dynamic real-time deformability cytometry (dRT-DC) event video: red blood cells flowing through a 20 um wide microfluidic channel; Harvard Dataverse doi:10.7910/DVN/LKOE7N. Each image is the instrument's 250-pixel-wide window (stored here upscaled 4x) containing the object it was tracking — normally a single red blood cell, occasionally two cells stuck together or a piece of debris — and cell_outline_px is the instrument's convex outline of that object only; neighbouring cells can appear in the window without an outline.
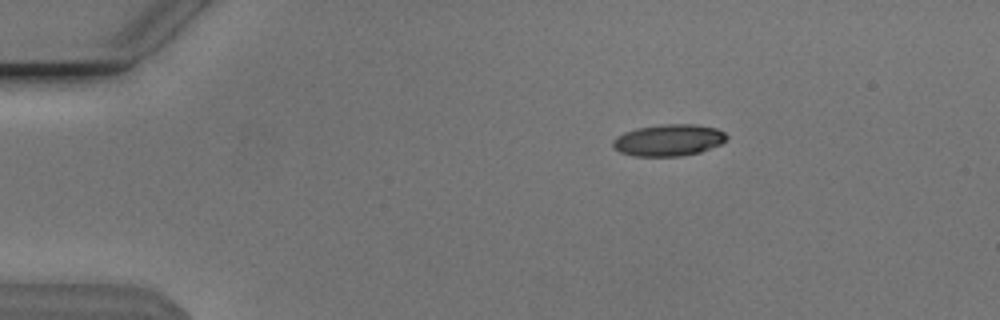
{"species": "Egyptian fruit bat (a non-hibernating species)", "species_latin": "Rousettus aegyptiacus", "temperature_condition": "cold", "stored_images_in_passage": 45, "camera_frame_rate_fps": 3000, "um_per_image_px": 0.085, "animal": {"sex": "male"}, "frame": {"image": 1, "passage_image": 1, "time_ms": 0.0, "image_size_px": [1000, 320], "cell_outline_px": [[728, 140], [720, 144], [700, 152], [680, 156], [636, 156], [620, 152], [612, 148], [612, 140], [616, 136], [624, 132], [636, 128], [664, 124], [696, 124], [716, 128], [724, 132], [728, 136]], "centroid_in_image_um": [56.82, 11.91], "position_along_channel_um": 28.2, "area_um2": 21.15}}
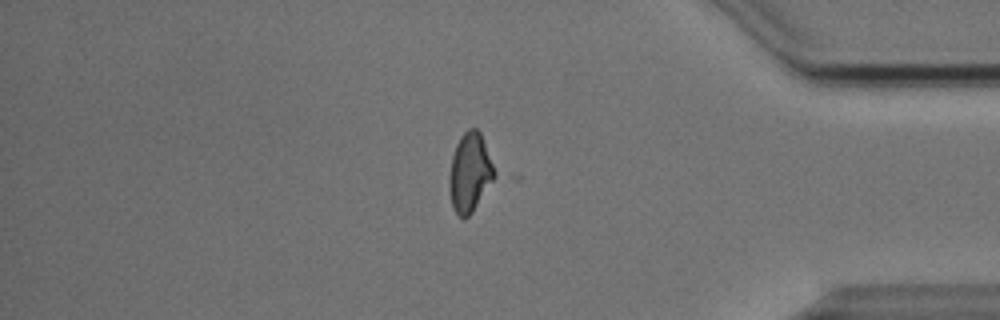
{"frame": {"image": 2, "passage_image": 37, "time_ms": 12.0, "image_size_px": [1000, 320], "cell_outline_px": [[496, 176], [472, 212], [464, 220], [456, 212], [452, 204], [448, 188], [448, 180], [452, 156], [456, 144], [460, 136], [468, 128], [476, 128], [480, 132], [496, 172]], "centroid_in_image_um": [39.92, 14.66], "position_along_channel_um": 395.3, "area_um2": 20.69}}
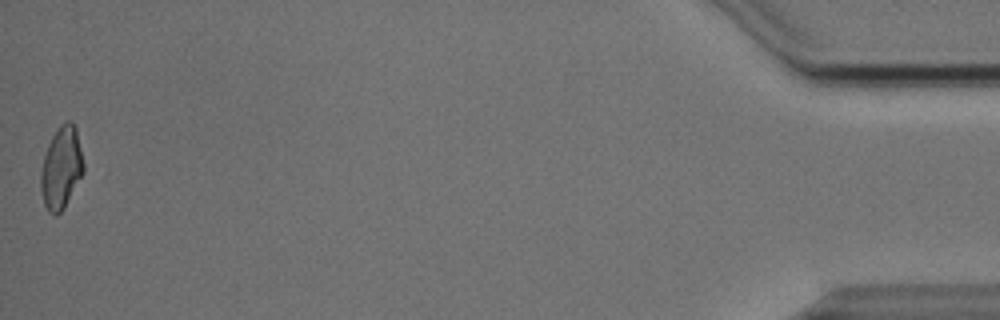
{"frame": {"image": 3, "passage_image": 45, "time_ms": 14.667, "image_size_px": [1000, 320], "cell_outline_px": [[84, 172], [64, 208], [56, 216], [52, 216], [48, 212], [44, 204], [40, 188], [40, 172], [44, 156], [48, 144], [52, 136], [60, 124], [68, 120], [76, 128], [84, 164]], "centroid_in_image_um": [5.2, 14.3], "position_along_channel_um": 430.0, "area_um2": 20.52}}